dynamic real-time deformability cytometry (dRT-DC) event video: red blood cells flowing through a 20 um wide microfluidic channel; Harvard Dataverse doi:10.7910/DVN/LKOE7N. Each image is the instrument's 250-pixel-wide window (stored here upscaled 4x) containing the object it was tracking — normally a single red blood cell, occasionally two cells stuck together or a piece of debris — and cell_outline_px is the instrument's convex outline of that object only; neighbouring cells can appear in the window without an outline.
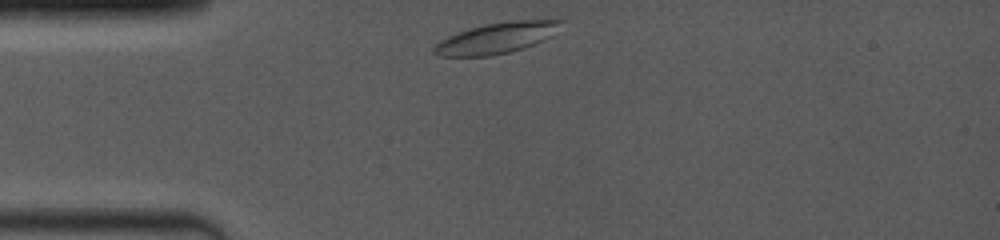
{"species": "common noctule bat (a hibernating species)", "species_latin": "Nyctalus noctula", "temperature_condition": "room temperature", "stored_images_in_passage": 34, "camera_frame_rate_fps": 4000, "um_per_image_px": 0.085, "animal": {"sex": "female", "body_mass_g": 19.0, "forearm_length_mm": 53.3}, "frame": {"image": 1, "passage_image": 1, "time_ms": 0.0, "image_size_px": [1000, 240], "cell_outline_px": [[564, 20], [552, 36], [544, 40], [524, 48], [508, 52], [488, 56], [436, 56], [432, 52], [432, 48], [440, 40], [448, 36], [484, 24], [516, 20]], "centroid_in_image_um": [42.19, 3.24], "position_along_channel_um": 42.8, "area_um2": 22.6}}
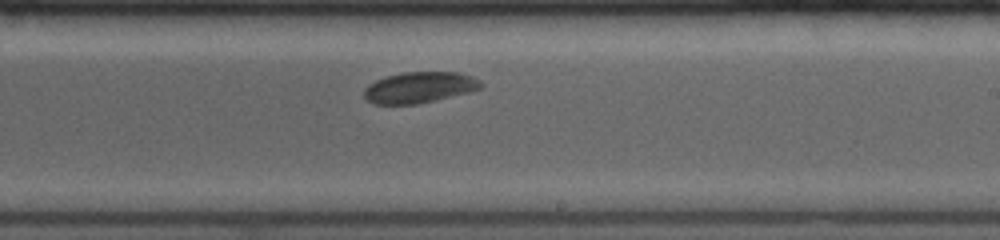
{"frame": {"image": 2, "passage_image": 21, "time_ms": 6.0, "image_size_px": [1000, 240], "cell_outline_px": [[484, 84], [480, 88], [468, 92], [436, 100], [416, 104], [372, 104], [364, 96], [364, 88], [368, 84], [384, 76], [404, 72], [456, 72], [472, 76], [480, 80]], "centroid_in_image_um": [35.63, 7.42], "position_along_channel_um": 253.4, "area_um2": 21.15}}
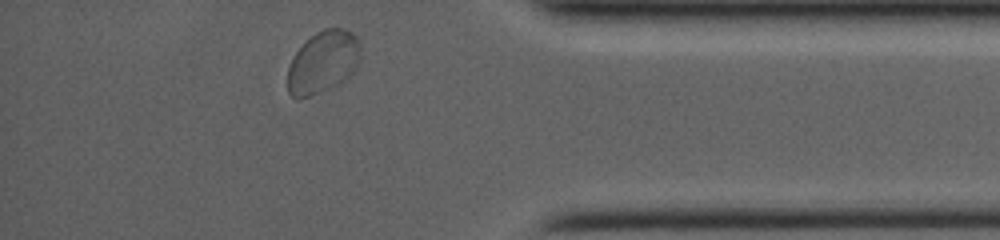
{"frame": {"image": 3, "passage_image": 34, "time_ms": 10.25, "image_size_px": [1000, 240], "cell_outline_px": [[360, 60], [352, 72], [340, 84], [300, 100], [296, 100], [288, 92], [288, 68], [296, 52], [316, 32], [324, 28], [344, 28], [352, 32], [356, 36], [360, 44]], "centroid_in_image_um": [27.47, 5.29], "position_along_channel_um": 407.7, "area_um2": 26.41}, "authors_computed_cell_mechanics": {"area_um2": 21.7039, "velocity_mm_per_s": 3.8836, "shape_relaxation_time_tau1_ms": 2.6657, "shape_relaxation_time_tau2_ms": 2.5058, "deformation_change_tau1": 0.0719, "deformation_change_tau2": 0.0287}}